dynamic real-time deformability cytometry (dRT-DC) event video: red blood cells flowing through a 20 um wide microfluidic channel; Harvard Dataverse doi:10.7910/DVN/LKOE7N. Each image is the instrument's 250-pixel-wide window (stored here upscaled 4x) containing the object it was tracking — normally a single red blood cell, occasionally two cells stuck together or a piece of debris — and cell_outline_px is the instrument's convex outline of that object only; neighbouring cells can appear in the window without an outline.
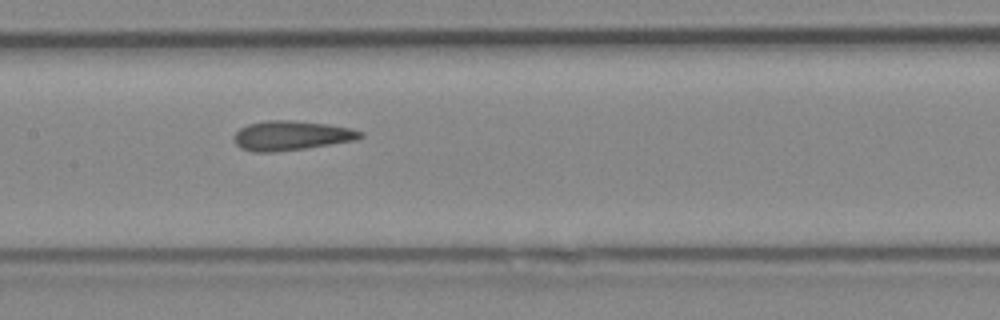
{"species": "Egyptian fruit bat (a non-hibernating species)", "species_latin": "Rousettus aegyptiacus", "temperature_condition": "cold", "stored_images_in_passage": 9, "camera_frame_rate_fps": 3000, "um_per_image_px": 0.085, "animal": {"sex": "female"}, "frame": {"image": 1, "passage_image": 8, "time_ms": 2.333, "image_size_px": [1000, 320], "cell_outline_px": [[364, 136], [356, 140], [304, 148], [272, 152], [252, 152], [240, 148], [236, 144], [232, 136], [240, 128], [248, 124], [268, 120], [288, 120], [328, 124], [352, 128], [364, 132]], "centroid_in_image_um": [24.75, 11.52], "position_along_channel_um": 182.6, "area_um2": 21.73}}
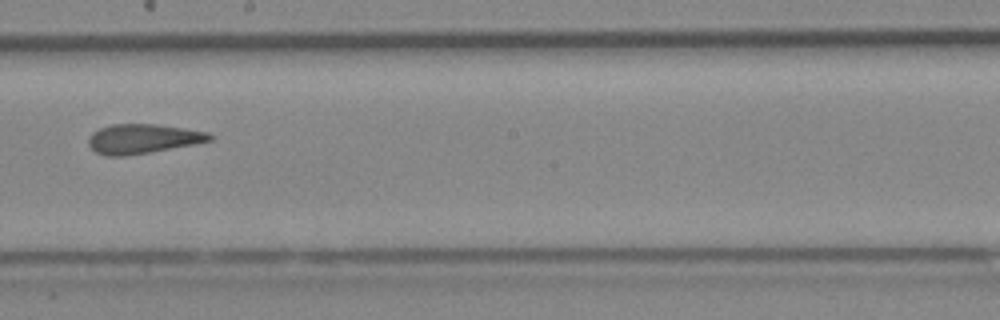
{"frame": {"image": 2, "passage_image": 9, "time_ms": 2.667, "image_size_px": [1000, 320], "cell_outline_px": [[212, 140], [196, 144], [124, 156], [108, 156], [96, 152], [88, 144], [88, 136], [92, 132], [100, 128], [112, 124], [156, 124], [184, 128], [208, 132], [212, 136]], "centroid_in_image_um": [12.12, 11.79], "position_along_channel_um": 236.1, "area_um2": 20.75}}